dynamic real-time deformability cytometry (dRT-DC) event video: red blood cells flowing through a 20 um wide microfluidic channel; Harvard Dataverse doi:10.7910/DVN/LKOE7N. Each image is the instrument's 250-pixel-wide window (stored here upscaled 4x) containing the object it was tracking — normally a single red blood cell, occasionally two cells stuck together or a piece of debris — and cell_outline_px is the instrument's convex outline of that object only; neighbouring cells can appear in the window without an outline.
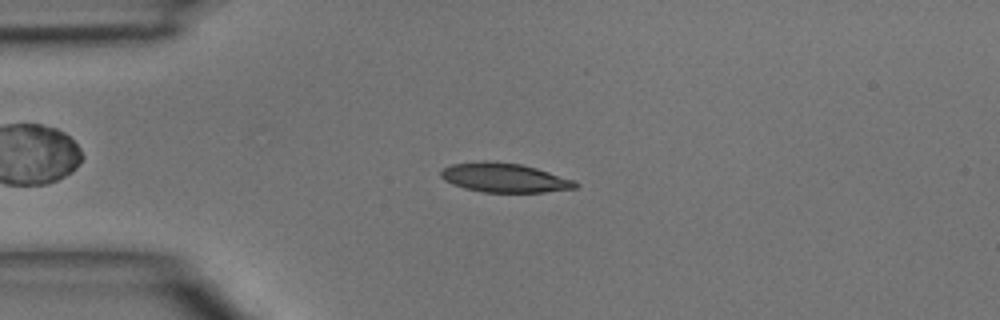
{"species": "common noctule bat (a hibernating species)", "species_latin": "Nyctalus noctula", "temperature_condition": "room temperature", "stored_images_in_passage": 45, "camera_frame_rate_fps": 3000, "um_per_image_px": 0.085, "animal": {"sex": "male", "body_mass_g": 15.6}, "frame": {"image": 1, "passage_image": 10, "time_ms": 3.0, "image_size_px": [1000, 320], "cell_outline_px": [[580, 184], [576, 188], [544, 192], [484, 192], [464, 188], [452, 184], [444, 180], [440, 176], [440, 172], [444, 168], [452, 164], [480, 160], [488, 160], [520, 164], [536, 168], [576, 180]], "centroid_in_image_um": [42.88, 15.1], "position_along_channel_um": 42.1, "area_um2": 23.06}}
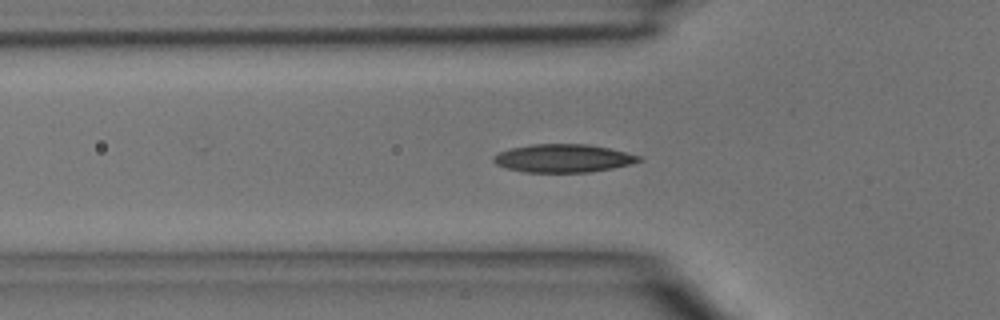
{"frame": {"image": 2, "passage_image": 14, "time_ms": 4.333, "image_size_px": [1000, 320], "cell_outline_px": [[644, 160], [632, 164], [612, 168], [588, 172], [524, 172], [508, 168], [496, 164], [492, 160], [492, 156], [500, 152], [512, 148], [532, 144], [588, 144], [608, 148], [644, 156]], "centroid_in_image_um": [47.92, 13.45], "position_along_channel_um": 77.9, "area_um2": 23.87}}
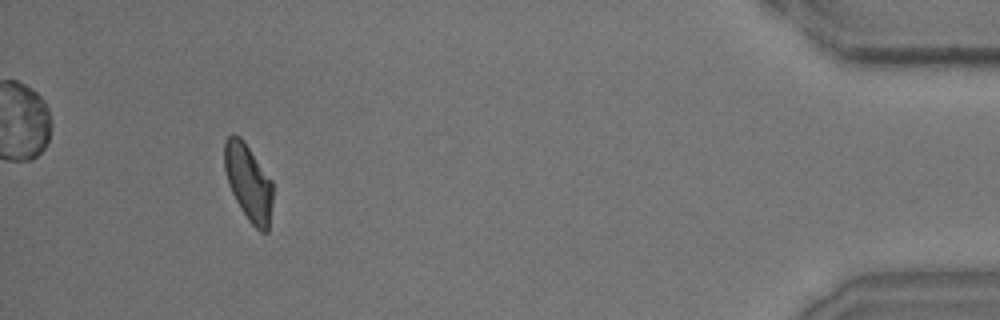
{"frame": {"image": 3, "passage_image": 42, "time_ms": 13.667, "image_size_px": [1000, 320], "cell_outline_px": [[272, 204], [268, 232], [260, 232], [248, 220], [240, 208], [228, 184], [224, 168], [224, 140], [228, 136], [240, 136], [244, 140], [272, 180]], "centroid_in_image_um": [21.12, 15.5], "position_along_channel_um": 414.1, "area_um2": 21.62}}